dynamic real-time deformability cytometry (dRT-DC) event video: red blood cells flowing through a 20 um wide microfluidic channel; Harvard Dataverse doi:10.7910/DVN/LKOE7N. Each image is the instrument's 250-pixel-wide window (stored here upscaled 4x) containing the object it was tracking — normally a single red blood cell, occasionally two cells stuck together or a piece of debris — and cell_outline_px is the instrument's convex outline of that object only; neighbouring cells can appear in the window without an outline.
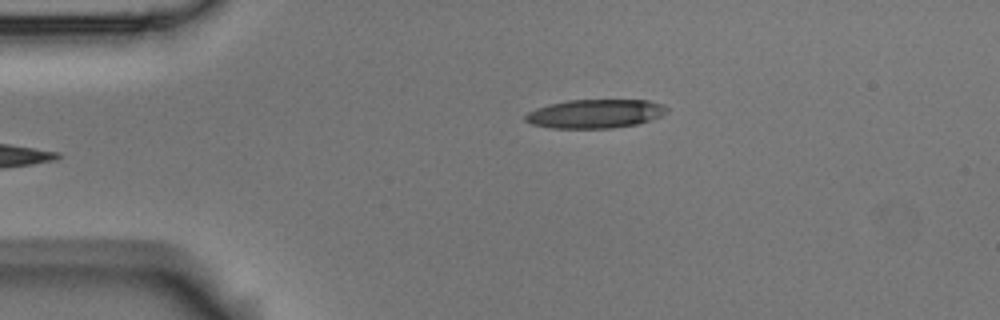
{"species": "Egyptian fruit bat (a non-hibernating species)", "species_latin": "Rousettus aegyptiacus", "temperature_condition": "room temperature", "stored_images_in_passage": 6, "camera_frame_rate_fps": 3000, "um_per_image_px": 0.085, "animal": {"sex": "male"}, "frame": {"image": 1, "passage_image": 6, "time_ms": 1.667, "image_size_px": [1000, 320], "cell_outline_px": [[668, 112], [652, 120], [636, 124], [612, 128], [552, 128], [532, 124], [524, 120], [524, 116], [528, 112], [536, 108], [548, 104], [568, 100], [648, 100], [660, 104], [668, 108]], "centroid_in_image_um": [50.58, 9.67], "position_along_channel_um": 34.4, "area_um2": 23.76}}